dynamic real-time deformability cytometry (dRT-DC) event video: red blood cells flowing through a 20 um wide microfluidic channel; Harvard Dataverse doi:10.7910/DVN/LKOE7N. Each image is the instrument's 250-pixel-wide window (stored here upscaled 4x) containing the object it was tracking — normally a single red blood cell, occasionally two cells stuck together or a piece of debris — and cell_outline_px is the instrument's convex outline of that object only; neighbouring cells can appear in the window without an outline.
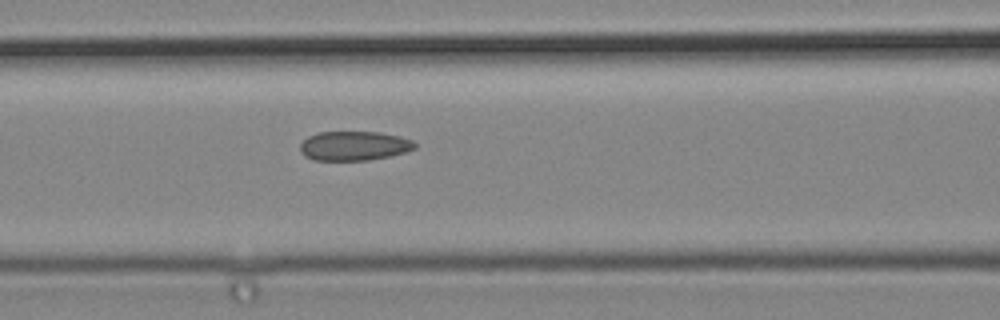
{"species": "common noctule bat (a hibernating species)", "species_latin": "Nyctalus noctula", "temperature_condition": "cold", "stored_images_in_passage": 6, "camera_frame_rate_fps": 3000, "um_per_image_px": 0.085, "animal": {"sex": "male", "body_mass_g": 19.2, "forearm_length_mm": 51.8}, "frame": {"image": 1, "passage_image": 6, "time_ms": 1.667, "image_size_px": [1000, 320], "cell_outline_px": [[416, 148], [404, 152], [388, 156], [368, 160], [312, 160], [304, 156], [300, 152], [300, 144], [308, 136], [320, 132], [380, 132], [400, 136], [412, 140], [416, 144]], "centroid_in_image_um": [30.07, 12.39], "position_along_channel_um": 136.5, "area_um2": 19.59}}